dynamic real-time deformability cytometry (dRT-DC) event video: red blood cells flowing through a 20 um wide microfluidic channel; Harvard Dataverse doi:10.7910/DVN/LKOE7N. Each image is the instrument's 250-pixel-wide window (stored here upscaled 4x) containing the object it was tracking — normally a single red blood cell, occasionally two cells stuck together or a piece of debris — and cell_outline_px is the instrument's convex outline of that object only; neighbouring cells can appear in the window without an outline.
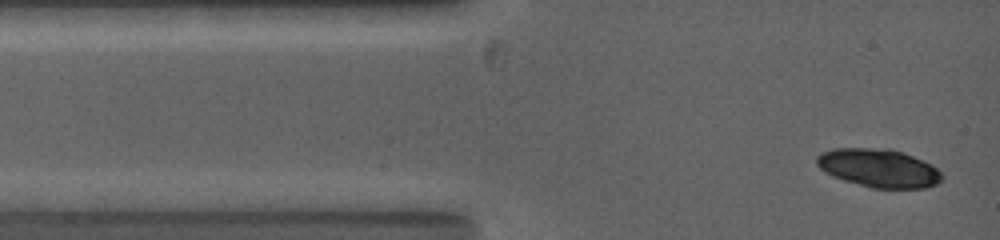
{"species": "common noctule bat (a hibernating species)", "species_latin": "Nyctalus noctula", "temperature_condition": "warm", "stored_images_in_passage": 3, "camera_frame_rate_fps": 5000, "um_per_image_px": 0.085, "animal": {"sex": "female", "body_mass_g": 19.0, "forearm_length_mm": 53.3}, "frame": {"image": 1, "passage_image": 1, "time_ms": 0.0, "image_size_px": [1000, 240], "cell_outline_px": [[944, 176], [936, 184], [928, 188], [872, 188], [844, 180], [832, 176], [824, 172], [816, 164], [816, 156], [820, 152], [832, 148], [888, 148], [924, 160], [932, 164]], "centroid_in_image_um": [74.67, 14.28], "position_along_channel_um": 10.3, "area_um2": 28.15}}